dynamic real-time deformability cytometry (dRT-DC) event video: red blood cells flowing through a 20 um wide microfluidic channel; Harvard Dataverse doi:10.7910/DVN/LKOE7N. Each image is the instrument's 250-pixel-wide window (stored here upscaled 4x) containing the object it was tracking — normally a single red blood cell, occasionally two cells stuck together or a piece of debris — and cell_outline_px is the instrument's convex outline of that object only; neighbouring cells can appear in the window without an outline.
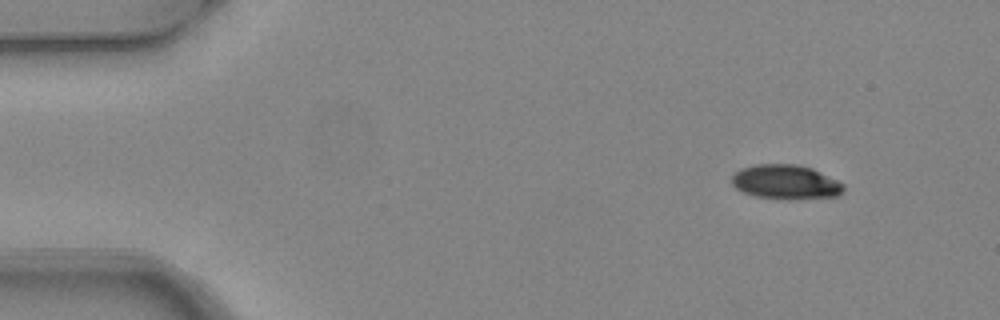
{"species": "common noctule bat (a hibernating species)", "species_latin": "Nyctalus noctula", "temperature_condition": "warm", "stored_images_in_passage": 5, "camera_frame_rate_fps": 3000, "um_per_image_px": 0.085, "animal": {"sex": "female", "body_mass_g": 24.6, "forearm_length_mm": 56.2}, "frame": {"image": 1, "passage_image": 1, "time_ms": 0.0, "image_size_px": [1000, 320], "cell_outline_px": [[844, 188], [836, 196], [788, 200], [756, 196], [744, 192], [736, 188], [732, 184], [732, 176], [740, 168], [756, 164], [796, 164], [812, 168], [844, 184]], "centroid_in_image_um": [66.76, 15.47], "position_along_channel_um": 18.2, "area_um2": 22.31}}
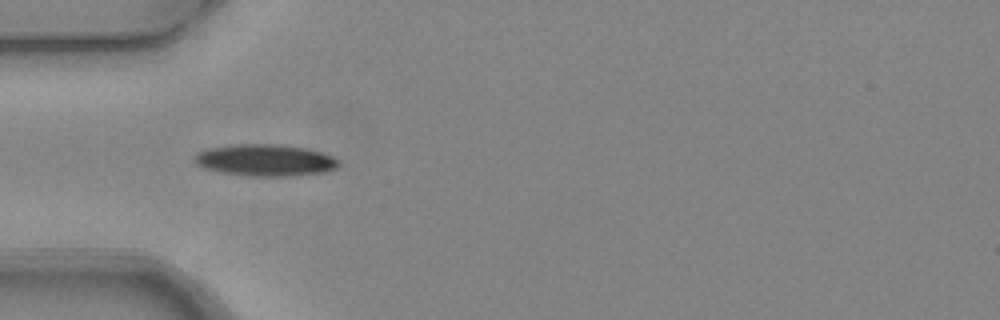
{"frame": {"image": 2, "passage_image": 4, "time_ms": 1.0, "image_size_px": [1000, 320], "cell_outline_px": [[340, 164], [336, 168], [324, 172], [288, 176], [244, 176], [204, 168], [196, 164], [192, 160], [192, 156], [196, 152], [208, 148], [232, 144], [284, 144], [304, 148], [320, 152], [332, 156], [340, 160]], "centroid_in_image_um": [22.5, 13.61], "position_along_channel_um": 62.5, "area_um2": 26.93}}
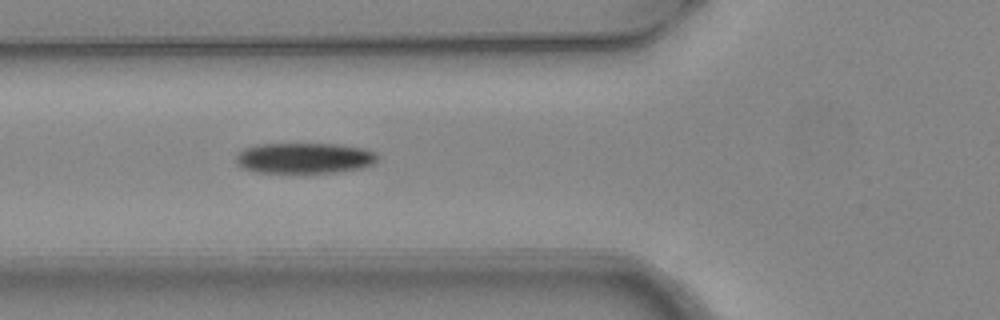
{"frame": {"image": 3, "passage_image": 5, "time_ms": 1.333, "image_size_px": [1000, 320], "cell_outline_px": [[376, 160], [372, 164], [364, 168], [336, 172], [304, 176], [256, 172], [244, 168], [236, 164], [236, 156], [244, 148], [256, 144], [340, 144], [364, 148], [376, 152]], "centroid_in_image_um": [25.86, 13.48], "position_along_channel_um": 99.9, "area_um2": 26.41}}